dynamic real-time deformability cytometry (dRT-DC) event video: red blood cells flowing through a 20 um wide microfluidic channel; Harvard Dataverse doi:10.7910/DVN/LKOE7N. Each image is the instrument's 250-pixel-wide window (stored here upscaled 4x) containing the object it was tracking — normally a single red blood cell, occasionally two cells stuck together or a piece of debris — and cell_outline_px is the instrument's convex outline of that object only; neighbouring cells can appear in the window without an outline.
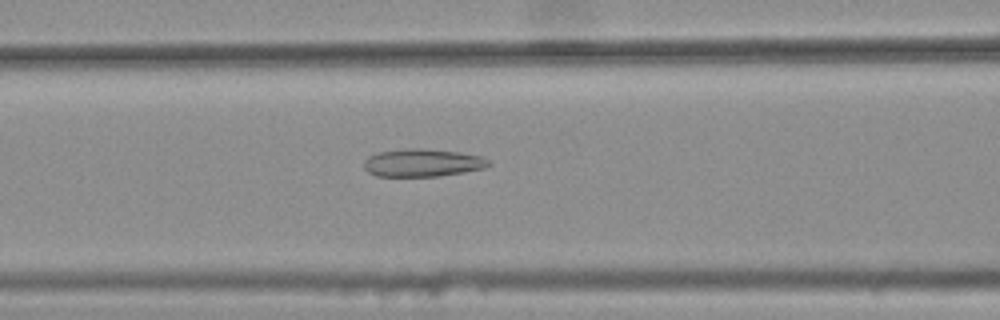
{"species": "common noctule bat (a hibernating species)", "species_latin": "Nyctalus noctula", "temperature_condition": "warm", "stored_images_in_passage": 35, "camera_frame_rate_fps": 3000, "um_per_image_px": 0.085, "animal": {"sex": "female", "body_mass_g": 25.1}, "frame": {"image": 1, "passage_image": 10, "time_ms": 3.0, "image_size_px": [1000, 320], "cell_outline_px": [[492, 164], [484, 168], [464, 172], [436, 176], [376, 176], [368, 172], [364, 168], [364, 160], [368, 156], [376, 152], [408, 148], [424, 148], [460, 152], [480, 156], [488, 160]], "centroid_in_image_um": [35.89, 13.83], "position_along_channel_um": 130.7, "area_um2": 20.29}}
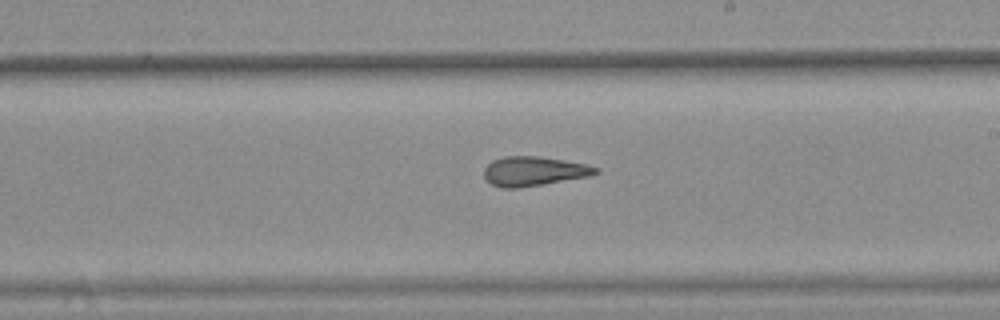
{"frame": {"image": 2, "passage_image": 19, "time_ms": 6.0, "image_size_px": [1000, 320], "cell_outline_px": [[600, 172], [588, 176], [520, 188], [500, 188], [492, 184], [484, 176], [484, 168], [492, 160], [504, 156], [536, 156], [588, 164], [600, 168]], "centroid_in_image_um": [45.37, 14.55], "position_along_channel_um": 243.6, "area_um2": 19.07}}
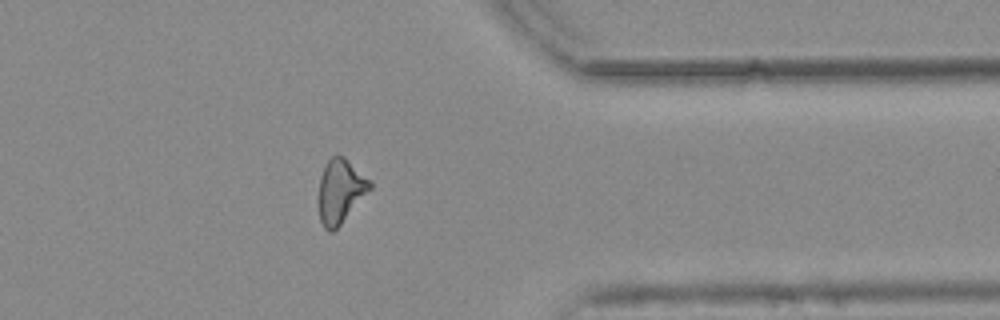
{"frame": {"image": 3, "passage_image": 31, "time_ms": 10.0, "image_size_px": [1000, 320], "cell_outline_px": [[372, 188], [340, 224], [332, 232], [328, 232], [324, 228], [320, 220], [320, 176], [324, 164], [332, 156], [344, 156], [372, 184]], "centroid_in_image_um": [28.92, 16.24], "position_along_channel_um": 382.5, "area_um2": 18.55}, "authors_computed_cell_mechanics": {"area_um2": 19.0162, "velocity_mm_per_s": 3.7801, "shape_relaxation_time_tau1_ms": null, "shape_relaxation_time_tau2_ms": 2.9134, "deformation_change_tau1": null, "deformation_change_tau2": 0.1302}}